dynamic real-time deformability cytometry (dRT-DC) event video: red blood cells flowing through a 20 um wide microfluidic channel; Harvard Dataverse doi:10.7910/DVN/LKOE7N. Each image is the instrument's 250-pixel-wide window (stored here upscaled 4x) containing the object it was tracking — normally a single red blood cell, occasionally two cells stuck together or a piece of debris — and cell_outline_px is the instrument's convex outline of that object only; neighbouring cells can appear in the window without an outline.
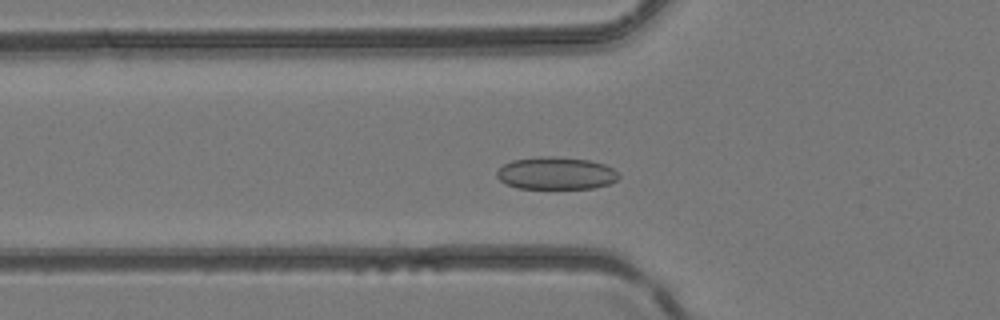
{"species": "common noctule bat (a hibernating species)", "species_latin": "Nyctalus noctula", "temperature_condition": "room temperature", "stored_images_in_passage": 33, "camera_frame_rate_fps": 3000, "um_per_image_px": 0.085, "animal": {"sex": "female", "body_mass_g": 24.6, "forearm_length_mm": 56.2}, "frame": {"image": 1, "passage_image": 11, "time_ms": 3.333, "image_size_px": [1000, 320], "cell_outline_px": [[620, 176], [616, 180], [608, 184], [592, 188], [516, 188], [500, 180], [496, 176], [496, 172], [504, 164], [512, 160], [536, 156], [556, 156], [588, 160], [604, 164], [612, 168]], "centroid_in_image_um": [47.24, 14.71], "position_along_channel_um": 78.6, "area_um2": 23.0}}
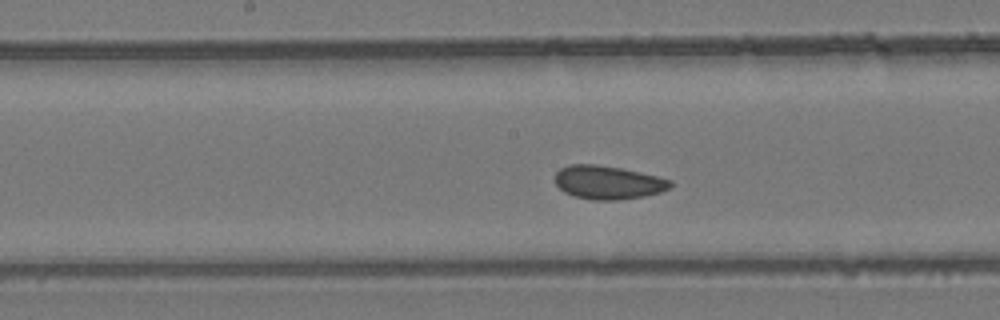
{"frame": {"image": 2, "passage_image": 19, "time_ms": 6.0, "image_size_px": [1000, 320], "cell_outline_px": [[672, 184], [668, 188], [660, 192], [644, 196], [616, 200], [592, 200], [576, 196], [564, 192], [556, 184], [556, 172], [560, 168], [568, 164], [596, 164], [620, 168], [640, 172], [672, 180]], "centroid_in_image_um": [51.66, 15.5], "position_along_channel_um": 196.5, "area_um2": 22.37}}
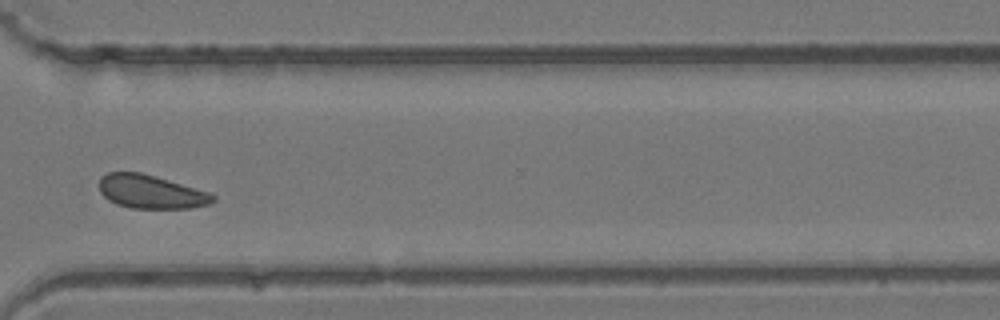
{"frame": {"image": 3, "passage_image": 30, "time_ms": 9.667, "image_size_px": [1000, 320], "cell_outline_px": [[216, 200], [208, 204], [192, 208], [132, 208], [116, 204], [108, 200], [100, 192], [100, 176], [108, 172], [140, 172], [156, 176], [208, 192], [216, 196]], "centroid_in_image_um": [12.81, 16.3], "position_along_channel_um": 357.8, "area_um2": 22.2}}